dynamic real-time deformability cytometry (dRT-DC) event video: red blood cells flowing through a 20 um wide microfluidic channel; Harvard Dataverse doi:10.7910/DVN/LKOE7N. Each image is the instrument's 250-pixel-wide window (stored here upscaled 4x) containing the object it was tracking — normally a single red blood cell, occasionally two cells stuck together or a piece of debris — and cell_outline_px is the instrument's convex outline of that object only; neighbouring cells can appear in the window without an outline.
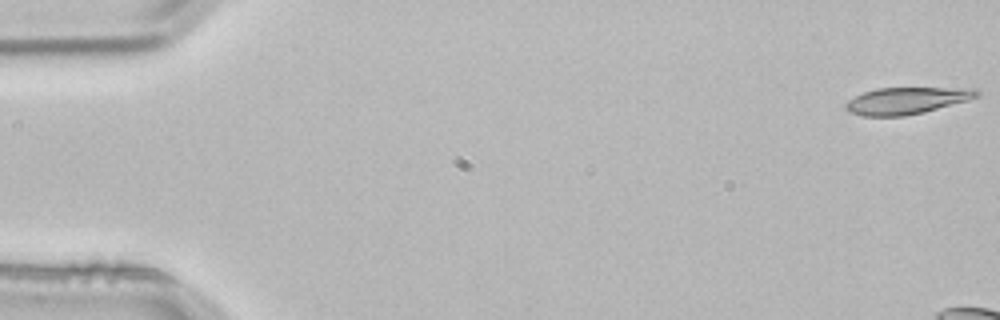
{"species": "common noctule bat (a hibernating species)", "species_latin": "Nyctalus noctula", "temperature_condition": "room temperature", "stored_images_in_passage": 6, "camera_frame_rate_fps": 3000, "um_per_image_px": 0.085, "animal": {"sex": "male", "body_mass_g": 21.5, "forearm_length_mm": 52.0}, "frame": {"image": 1, "passage_image": 1, "time_ms": 0.0, "image_size_px": [1000, 320], "cell_outline_px": [[980, 96], [968, 100], [924, 112], [904, 116], [864, 116], [848, 112], [844, 108], [844, 104], [848, 100], [864, 92], [876, 88], [980, 88]], "centroid_in_image_um": [77.07, 8.55], "position_along_channel_um": 7.9, "area_um2": 20.58}}